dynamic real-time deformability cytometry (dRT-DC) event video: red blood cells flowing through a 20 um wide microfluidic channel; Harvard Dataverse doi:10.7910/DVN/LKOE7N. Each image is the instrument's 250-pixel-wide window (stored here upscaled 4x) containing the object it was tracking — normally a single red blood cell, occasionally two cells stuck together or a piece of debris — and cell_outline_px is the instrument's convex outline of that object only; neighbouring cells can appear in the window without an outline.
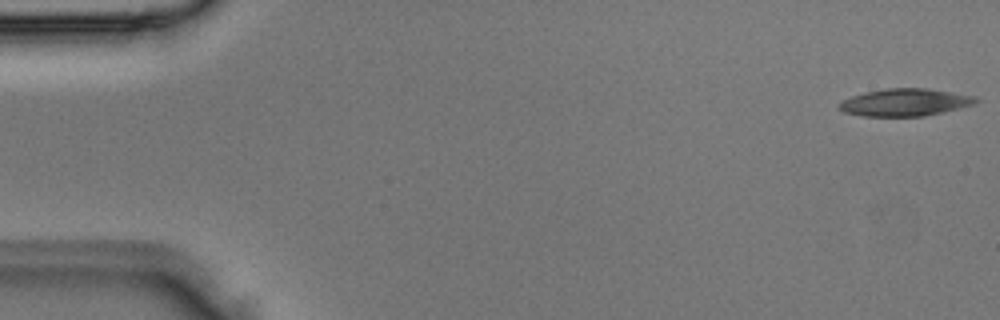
{"species": "Egyptian fruit bat (a non-hibernating species)", "species_latin": "Rousettus aegyptiacus", "temperature_condition": "room temperature", "stored_images_in_passage": 5, "camera_frame_rate_fps": 3000, "um_per_image_px": 0.085, "animal": {"sex": "male"}, "frame": {"image": 1, "passage_image": 1, "time_ms": 0.0, "image_size_px": [1000, 320], "cell_outline_px": [[980, 100], [976, 104], [944, 112], [924, 116], [860, 116], [844, 112], [836, 108], [836, 104], [852, 96], [884, 88], [928, 88], [976, 96]], "centroid_in_image_um": [76.94, 8.7], "position_along_channel_um": 8.1, "area_um2": 22.02}}
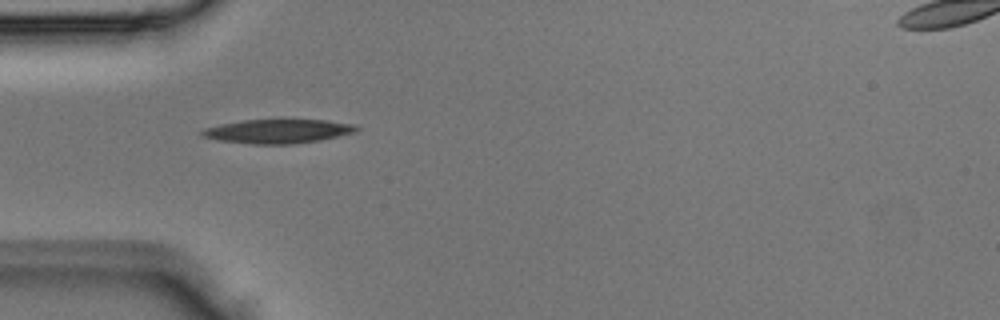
{"frame": {"image": 2, "passage_image": 4, "time_ms": 1.0, "image_size_px": [1000, 320], "cell_outline_px": [[360, 128], [356, 132], [320, 140], [292, 144], [252, 144], [216, 140], [200, 136], [200, 132], [204, 128], [244, 120], [280, 116], [328, 120], [356, 124]], "centroid_in_image_um": [23.67, 11.1], "position_along_channel_um": 61.3, "area_um2": 22.83}}
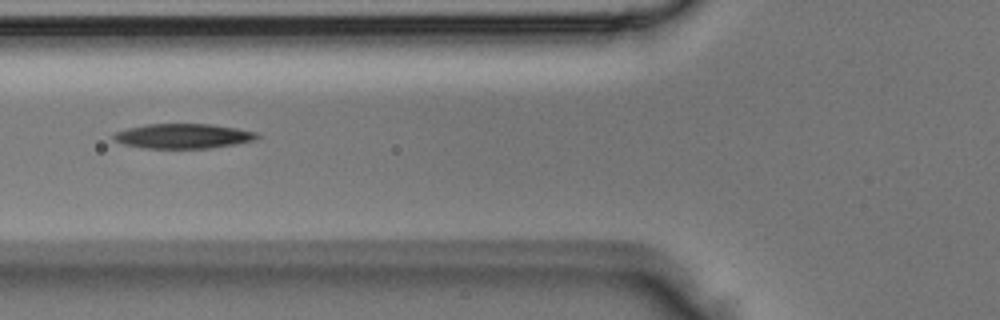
{"frame": {"image": 3, "passage_image": 5, "time_ms": 1.333, "image_size_px": [1000, 320], "cell_outline_px": [[260, 136], [256, 140], [236, 144], [208, 148], [140, 148], [124, 144], [112, 140], [112, 136], [116, 132], [128, 128], [144, 124], [212, 124], [236, 128], [256, 132]], "centroid_in_image_um": [15.55, 11.57], "position_along_channel_um": 110.2, "area_um2": 20.81}}